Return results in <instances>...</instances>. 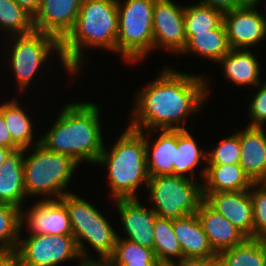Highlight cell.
<instances>
[{
  "label": "cell",
  "instance_id": "obj_1",
  "mask_svg": "<svg viewBox=\"0 0 266 266\" xmlns=\"http://www.w3.org/2000/svg\"><path fill=\"white\" fill-rule=\"evenodd\" d=\"M137 91L129 127L138 131L186 130L181 122L199 112L208 97V80L167 66Z\"/></svg>",
  "mask_w": 266,
  "mask_h": 266
},
{
  "label": "cell",
  "instance_id": "obj_2",
  "mask_svg": "<svg viewBox=\"0 0 266 266\" xmlns=\"http://www.w3.org/2000/svg\"><path fill=\"white\" fill-rule=\"evenodd\" d=\"M100 111L92 102L66 104L50 129L41 136L40 144L78 163L96 164L104 148Z\"/></svg>",
  "mask_w": 266,
  "mask_h": 266
},
{
  "label": "cell",
  "instance_id": "obj_3",
  "mask_svg": "<svg viewBox=\"0 0 266 266\" xmlns=\"http://www.w3.org/2000/svg\"><path fill=\"white\" fill-rule=\"evenodd\" d=\"M118 24L117 0H83L74 29L61 42L66 67L73 74L81 70L83 48L117 53Z\"/></svg>",
  "mask_w": 266,
  "mask_h": 266
},
{
  "label": "cell",
  "instance_id": "obj_4",
  "mask_svg": "<svg viewBox=\"0 0 266 266\" xmlns=\"http://www.w3.org/2000/svg\"><path fill=\"white\" fill-rule=\"evenodd\" d=\"M105 166L108 185L116 199L137 198L136 190L142 184L147 187L150 176L147 168L145 131L126 127L115 143L107 150L104 146L97 162Z\"/></svg>",
  "mask_w": 266,
  "mask_h": 266
},
{
  "label": "cell",
  "instance_id": "obj_5",
  "mask_svg": "<svg viewBox=\"0 0 266 266\" xmlns=\"http://www.w3.org/2000/svg\"><path fill=\"white\" fill-rule=\"evenodd\" d=\"M32 149L30 155H26L28 148L25 149L23 161L27 197L43 194V200L60 199L68 193L65 188L79 163L68 155L48 151L40 144V138Z\"/></svg>",
  "mask_w": 266,
  "mask_h": 266
},
{
  "label": "cell",
  "instance_id": "obj_6",
  "mask_svg": "<svg viewBox=\"0 0 266 266\" xmlns=\"http://www.w3.org/2000/svg\"><path fill=\"white\" fill-rule=\"evenodd\" d=\"M60 200L65 204L70 217L72 234L82 258H91L87 247L90 244L99 258H109L114 252L118 234L110 221L89 201L78 194L68 192Z\"/></svg>",
  "mask_w": 266,
  "mask_h": 266
},
{
  "label": "cell",
  "instance_id": "obj_7",
  "mask_svg": "<svg viewBox=\"0 0 266 266\" xmlns=\"http://www.w3.org/2000/svg\"><path fill=\"white\" fill-rule=\"evenodd\" d=\"M156 0H117V53L127 63H139L154 49L153 8ZM142 59V60H141Z\"/></svg>",
  "mask_w": 266,
  "mask_h": 266
},
{
  "label": "cell",
  "instance_id": "obj_8",
  "mask_svg": "<svg viewBox=\"0 0 266 266\" xmlns=\"http://www.w3.org/2000/svg\"><path fill=\"white\" fill-rule=\"evenodd\" d=\"M179 175L150 177L147 184L151 207L157 216L177 219L197 212L204 200L202 184Z\"/></svg>",
  "mask_w": 266,
  "mask_h": 266
},
{
  "label": "cell",
  "instance_id": "obj_9",
  "mask_svg": "<svg viewBox=\"0 0 266 266\" xmlns=\"http://www.w3.org/2000/svg\"><path fill=\"white\" fill-rule=\"evenodd\" d=\"M9 48V59L11 69L14 73L17 87L25 91L30 82L39 72L42 65L48 60L52 51L58 56L62 66L73 74L65 65L61 53V42L52 35L33 31L28 34L16 35ZM12 46V47H11ZM11 49V50H10Z\"/></svg>",
  "mask_w": 266,
  "mask_h": 266
},
{
  "label": "cell",
  "instance_id": "obj_10",
  "mask_svg": "<svg viewBox=\"0 0 266 266\" xmlns=\"http://www.w3.org/2000/svg\"><path fill=\"white\" fill-rule=\"evenodd\" d=\"M15 252L22 266H59L64 261L81 260L73 234L30 235L19 242Z\"/></svg>",
  "mask_w": 266,
  "mask_h": 266
},
{
  "label": "cell",
  "instance_id": "obj_11",
  "mask_svg": "<svg viewBox=\"0 0 266 266\" xmlns=\"http://www.w3.org/2000/svg\"><path fill=\"white\" fill-rule=\"evenodd\" d=\"M185 6L173 0H156L153 8L154 49L181 53L186 39Z\"/></svg>",
  "mask_w": 266,
  "mask_h": 266
},
{
  "label": "cell",
  "instance_id": "obj_12",
  "mask_svg": "<svg viewBox=\"0 0 266 266\" xmlns=\"http://www.w3.org/2000/svg\"><path fill=\"white\" fill-rule=\"evenodd\" d=\"M256 8L257 6L243 5L223 14L231 49L247 50L266 38V16Z\"/></svg>",
  "mask_w": 266,
  "mask_h": 266
},
{
  "label": "cell",
  "instance_id": "obj_13",
  "mask_svg": "<svg viewBox=\"0 0 266 266\" xmlns=\"http://www.w3.org/2000/svg\"><path fill=\"white\" fill-rule=\"evenodd\" d=\"M39 200L27 212L21 209V229L26 223V229L31 235L72 234L69 212L65 204L60 199Z\"/></svg>",
  "mask_w": 266,
  "mask_h": 266
},
{
  "label": "cell",
  "instance_id": "obj_14",
  "mask_svg": "<svg viewBox=\"0 0 266 266\" xmlns=\"http://www.w3.org/2000/svg\"><path fill=\"white\" fill-rule=\"evenodd\" d=\"M83 0H40L33 18L35 31L54 36L62 42L74 29Z\"/></svg>",
  "mask_w": 266,
  "mask_h": 266
},
{
  "label": "cell",
  "instance_id": "obj_15",
  "mask_svg": "<svg viewBox=\"0 0 266 266\" xmlns=\"http://www.w3.org/2000/svg\"><path fill=\"white\" fill-rule=\"evenodd\" d=\"M204 200L226 217L247 238H254L253 204L250 190L203 192Z\"/></svg>",
  "mask_w": 266,
  "mask_h": 266
},
{
  "label": "cell",
  "instance_id": "obj_16",
  "mask_svg": "<svg viewBox=\"0 0 266 266\" xmlns=\"http://www.w3.org/2000/svg\"><path fill=\"white\" fill-rule=\"evenodd\" d=\"M116 207L123 226L125 239L143 247L153 249L154 221L157 214L146 208L137 198L116 199Z\"/></svg>",
  "mask_w": 266,
  "mask_h": 266
},
{
  "label": "cell",
  "instance_id": "obj_17",
  "mask_svg": "<svg viewBox=\"0 0 266 266\" xmlns=\"http://www.w3.org/2000/svg\"><path fill=\"white\" fill-rule=\"evenodd\" d=\"M203 231L214 251L220 252L242 244L247 237L226 217L203 200L196 212Z\"/></svg>",
  "mask_w": 266,
  "mask_h": 266
},
{
  "label": "cell",
  "instance_id": "obj_18",
  "mask_svg": "<svg viewBox=\"0 0 266 266\" xmlns=\"http://www.w3.org/2000/svg\"><path fill=\"white\" fill-rule=\"evenodd\" d=\"M266 131L246 126L240 131V165L252 182H266Z\"/></svg>",
  "mask_w": 266,
  "mask_h": 266
},
{
  "label": "cell",
  "instance_id": "obj_19",
  "mask_svg": "<svg viewBox=\"0 0 266 266\" xmlns=\"http://www.w3.org/2000/svg\"><path fill=\"white\" fill-rule=\"evenodd\" d=\"M173 229L182 248V258L212 259L218 256L196 213L173 219Z\"/></svg>",
  "mask_w": 266,
  "mask_h": 266
},
{
  "label": "cell",
  "instance_id": "obj_20",
  "mask_svg": "<svg viewBox=\"0 0 266 266\" xmlns=\"http://www.w3.org/2000/svg\"><path fill=\"white\" fill-rule=\"evenodd\" d=\"M24 148L13 150L0 165V202L24 209Z\"/></svg>",
  "mask_w": 266,
  "mask_h": 266
},
{
  "label": "cell",
  "instance_id": "obj_21",
  "mask_svg": "<svg viewBox=\"0 0 266 266\" xmlns=\"http://www.w3.org/2000/svg\"><path fill=\"white\" fill-rule=\"evenodd\" d=\"M157 131L159 133L157 140L150 142L151 144L148 137L152 130L145 132L146 160L150 177L173 174L177 150V130L159 129ZM149 145H152L151 148Z\"/></svg>",
  "mask_w": 266,
  "mask_h": 266
},
{
  "label": "cell",
  "instance_id": "obj_22",
  "mask_svg": "<svg viewBox=\"0 0 266 266\" xmlns=\"http://www.w3.org/2000/svg\"><path fill=\"white\" fill-rule=\"evenodd\" d=\"M257 59L248 49H231L217 63L222 65L223 74L230 82L238 86L256 87L261 83V65Z\"/></svg>",
  "mask_w": 266,
  "mask_h": 266
},
{
  "label": "cell",
  "instance_id": "obj_23",
  "mask_svg": "<svg viewBox=\"0 0 266 266\" xmlns=\"http://www.w3.org/2000/svg\"><path fill=\"white\" fill-rule=\"evenodd\" d=\"M200 175L204 177L203 192L246 191L253 183L240 164H206Z\"/></svg>",
  "mask_w": 266,
  "mask_h": 266
},
{
  "label": "cell",
  "instance_id": "obj_24",
  "mask_svg": "<svg viewBox=\"0 0 266 266\" xmlns=\"http://www.w3.org/2000/svg\"><path fill=\"white\" fill-rule=\"evenodd\" d=\"M186 45L182 54L194 53L202 58L217 63L230 50L227 32L222 22L216 29L196 35H186Z\"/></svg>",
  "mask_w": 266,
  "mask_h": 266
},
{
  "label": "cell",
  "instance_id": "obj_25",
  "mask_svg": "<svg viewBox=\"0 0 266 266\" xmlns=\"http://www.w3.org/2000/svg\"><path fill=\"white\" fill-rule=\"evenodd\" d=\"M18 103L20 102L13 98L8 102L4 101L0 104V113L3 115L13 142L19 148L30 150L34 142L33 122L26 110H23L24 108Z\"/></svg>",
  "mask_w": 266,
  "mask_h": 266
},
{
  "label": "cell",
  "instance_id": "obj_26",
  "mask_svg": "<svg viewBox=\"0 0 266 266\" xmlns=\"http://www.w3.org/2000/svg\"><path fill=\"white\" fill-rule=\"evenodd\" d=\"M207 160V152H203L198 146L196 140L188 132V130H177V150L173 167V174L187 177L190 174V179L195 180V167L201 160Z\"/></svg>",
  "mask_w": 266,
  "mask_h": 266
},
{
  "label": "cell",
  "instance_id": "obj_27",
  "mask_svg": "<svg viewBox=\"0 0 266 266\" xmlns=\"http://www.w3.org/2000/svg\"><path fill=\"white\" fill-rule=\"evenodd\" d=\"M153 250L159 263L170 264L182 259V248L174 233L173 219L157 216L154 221Z\"/></svg>",
  "mask_w": 266,
  "mask_h": 266
},
{
  "label": "cell",
  "instance_id": "obj_28",
  "mask_svg": "<svg viewBox=\"0 0 266 266\" xmlns=\"http://www.w3.org/2000/svg\"><path fill=\"white\" fill-rule=\"evenodd\" d=\"M218 256L226 266H266V253L259 238H247Z\"/></svg>",
  "mask_w": 266,
  "mask_h": 266
},
{
  "label": "cell",
  "instance_id": "obj_29",
  "mask_svg": "<svg viewBox=\"0 0 266 266\" xmlns=\"http://www.w3.org/2000/svg\"><path fill=\"white\" fill-rule=\"evenodd\" d=\"M186 35L209 32L223 22V13L208 5L198 3L185 6Z\"/></svg>",
  "mask_w": 266,
  "mask_h": 266
},
{
  "label": "cell",
  "instance_id": "obj_30",
  "mask_svg": "<svg viewBox=\"0 0 266 266\" xmlns=\"http://www.w3.org/2000/svg\"><path fill=\"white\" fill-rule=\"evenodd\" d=\"M21 209L0 202V252L15 251L21 236Z\"/></svg>",
  "mask_w": 266,
  "mask_h": 266
},
{
  "label": "cell",
  "instance_id": "obj_31",
  "mask_svg": "<svg viewBox=\"0 0 266 266\" xmlns=\"http://www.w3.org/2000/svg\"><path fill=\"white\" fill-rule=\"evenodd\" d=\"M0 26L11 34H28L34 31L33 17L14 0H0Z\"/></svg>",
  "mask_w": 266,
  "mask_h": 266
},
{
  "label": "cell",
  "instance_id": "obj_32",
  "mask_svg": "<svg viewBox=\"0 0 266 266\" xmlns=\"http://www.w3.org/2000/svg\"><path fill=\"white\" fill-rule=\"evenodd\" d=\"M108 259L112 263H159L153 249L143 247L119 235L114 252Z\"/></svg>",
  "mask_w": 266,
  "mask_h": 266
},
{
  "label": "cell",
  "instance_id": "obj_33",
  "mask_svg": "<svg viewBox=\"0 0 266 266\" xmlns=\"http://www.w3.org/2000/svg\"><path fill=\"white\" fill-rule=\"evenodd\" d=\"M240 164V131L230 135L207 153L206 164Z\"/></svg>",
  "mask_w": 266,
  "mask_h": 266
},
{
  "label": "cell",
  "instance_id": "obj_34",
  "mask_svg": "<svg viewBox=\"0 0 266 266\" xmlns=\"http://www.w3.org/2000/svg\"><path fill=\"white\" fill-rule=\"evenodd\" d=\"M253 204L254 238L266 235V182H253L250 188Z\"/></svg>",
  "mask_w": 266,
  "mask_h": 266
},
{
  "label": "cell",
  "instance_id": "obj_35",
  "mask_svg": "<svg viewBox=\"0 0 266 266\" xmlns=\"http://www.w3.org/2000/svg\"><path fill=\"white\" fill-rule=\"evenodd\" d=\"M257 86L256 88L259 89L252 96L249 104L248 110L251 122L248 126L264 127L266 124V82H261Z\"/></svg>",
  "mask_w": 266,
  "mask_h": 266
},
{
  "label": "cell",
  "instance_id": "obj_36",
  "mask_svg": "<svg viewBox=\"0 0 266 266\" xmlns=\"http://www.w3.org/2000/svg\"><path fill=\"white\" fill-rule=\"evenodd\" d=\"M199 3L219 10L223 14L243 6L240 0H201Z\"/></svg>",
  "mask_w": 266,
  "mask_h": 266
},
{
  "label": "cell",
  "instance_id": "obj_37",
  "mask_svg": "<svg viewBox=\"0 0 266 266\" xmlns=\"http://www.w3.org/2000/svg\"><path fill=\"white\" fill-rule=\"evenodd\" d=\"M0 146L11 148L13 150L19 149V147L13 142L10 132L8 131L7 125L0 113Z\"/></svg>",
  "mask_w": 266,
  "mask_h": 266
},
{
  "label": "cell",
  "instance_id": "obj_38",
  "mask_svg": "<svg viewBox=\"0 0 266 266\" xmlns=\"http://www.w3.org/2000/svg\"><path fill=\"white\" fill-rule=\"evenodd\" d=\"M0 266H22L20 258L15 251L0 252Z\"/></svg>",
  "mask_w": 266,
  "mask_h": 266
},
{
  "label": "cell",
  "instance_id": "obj_39",
  "mask_svg": "<svg viewBox=\"0 0 266 266\" xmlns=\"http://www.w3.org/2000/svg\"><path fill=\"white\" fill-rule=\"evenodd\" d=\"M20 7H22L33 18L38 13L40 0H14Z\"/></svg>",
  "mask_w": 266,
  "mask_h": 266
},
{
  "label": "cell",
  "instance_id": "obj_40",
  "mask_svg": "<svg viewBox=\"0 0 266 266\" xmlns=\"http://www.w3.org/2000/svg\"><path fill=\"white\" fill-rule=\"evenodd\" d=\"M78 266H115L108 258H82Z\"/></svg>",
  "mask_w": 266,
  "mask_h": 266
},
{
  "label": "cell",
  "instance_id": "obj_41",
  "mask_svg": "<svg viewBox=\"0 0 266 266\" xmlns=\"http://www.w3.org/2000/svg\"><path fill=\"white\" fill-rule=\"evenodd\" d=\"M172 266H205L203 258H182L178 262L175 260L170 263Z\"/></svg>",
  "mask_w": 266,
  "mask_h": 266
},
{
  "label": "cell",
  "instance_id": "obj_42",
  "mask_svg": "<svg viewBox=\"0 0 266 266\" xmlns=\"http://www.w3.org/2000/svg\"><path fill=\"white\" fill-rule=\"evenodd\" d=\"M205 266H226L219 256L212 259H205Z\"/></svg>",
  "mask_w": 266,
  "mask_h": 266
},
{
  "label": "cell",
  "instance_id": "obj_43",
  "mask_svg": "<svg viewBox=\"0 0 266 266\" xmlns=\"http://www.w3.org/2000/svg\"><path fill=\"white\" fill-rule=\"evenodd\" d=\"M12 151L13 149L11 148L0 146V165L7 159Z\"/></svg>",
  "mask_w": 266,
  "mask_h": 266
},
{
  "label": "cell",
  "instance_id": "obj_44",
  "mask_svg": "<svg viewBox=\"0 0 266 266\" xmlns=\"http://www.w3.org/2000/svg\"><path fill=\"white\" fill-rule=\"evenodd\" d=\"M115 266H157L159 263H113Z\"/></svg>",
  "mask_w": 266,
  "mask_h": 266
},
{
  "label": "cell",
  "instance_id": "obj_45",
  "mask_svg": "<svg viewBox=\"0 0 266 266\" xmlns=\"http://www.w3.org/2000/svg\"><path fill=\"white\" fill-rule=\"evenodd\" d=\"M261 0H240L242 5L257 6ZM263 1V0H262Z\"/></svg>",
  "mask_w": 266,
  "mask_h": 266
},
{
  "label": "cell",
  "instance_id": "obj_46",
  "mask_svg": "<svg viewBox=\"0 0 266 266\" xmlns=\"http://www.w3.org/2000/svg\"><path fill=\"white\" fill-rule=\"evenodd\" d=\"M259 239H260L262 246H263L265 253H266V235L259 237Z\"/></svg>",
  "mask_w": 266,
  "mask_h": 266
},
{
  "label": "cell",
  "instance_id": "obj_47",
  "mask_svg": "<svg viewBox=\"0 0 266 266\" xmlns=\"http://www.w3.org/2000/svg\"><path fill=\"white\" fill-rule=\"evenodd\" d=\"M157 266H172L171 264L159 263Z\"/></svg>",
  "mask_w": 266,
  "mask_h": 266
}]
</instances>
